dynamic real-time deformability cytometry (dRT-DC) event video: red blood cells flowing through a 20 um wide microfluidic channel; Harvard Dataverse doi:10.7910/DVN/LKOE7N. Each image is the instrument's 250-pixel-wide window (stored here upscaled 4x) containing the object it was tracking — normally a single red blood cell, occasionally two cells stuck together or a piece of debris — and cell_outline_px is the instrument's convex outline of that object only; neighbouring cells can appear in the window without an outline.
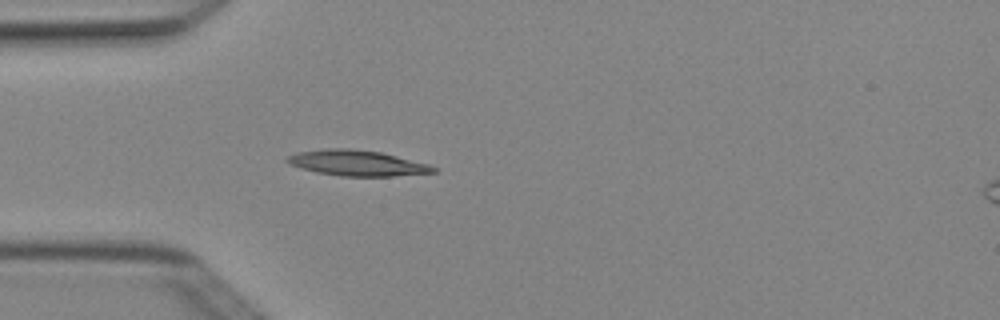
{"species": "Egyptian fruit bat (a non-hibernating species)", "species_latin": "Rousettus aegyptiacus", "temperature_condition": "cold", "stored_images_in_passage": 3, "camera_frame_rate_fps": 3000, "um_per_image_px": 0.085, "animal": {"sex": "female"}, "frame": {"image": 1, "passage_image": 2, "time_ms": 0.333, "image_size_px": [1000, 320], "cell_outline_px": [[440, 168], [436, 172], [392, 176], [340, 176], [316, 172], [292, 164], [284, 160], [288, 156], [296, 152], [328, 148], [348, 148], [380, 152], [428, 164]], "centroid_in_image_um": [30.37, 13.85], "position_along_channel_um": 54.6, "area_um2": 21.62}}